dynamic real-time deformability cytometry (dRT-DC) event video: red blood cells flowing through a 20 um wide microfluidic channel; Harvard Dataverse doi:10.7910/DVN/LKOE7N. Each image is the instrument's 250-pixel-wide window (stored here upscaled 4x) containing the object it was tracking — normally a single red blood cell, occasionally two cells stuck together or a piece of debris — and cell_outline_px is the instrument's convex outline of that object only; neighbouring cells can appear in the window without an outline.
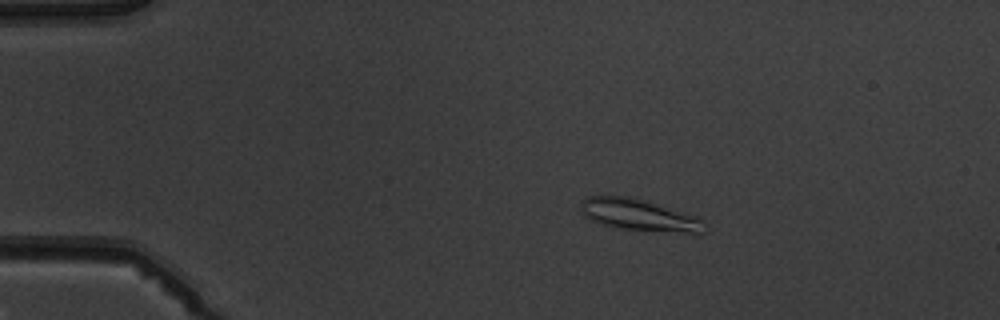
{"species": "common noctule bat (a hibernating species)", "species_latin": "Nyctalus noctula", "temperature_condition": "warm", "stored_images_in_passage": 7, "camera_frame_rate_fps": 3000, "um_per_image_px": 0.085, "animal": {"sex": "male", "body_mass_g": 19.5, "forearm_length_mm": 54.6}, "frame": {"image": 1, "passage_image": 2, "time_ms": 1.0, "image_size_px": [1000, 320], "cell_outline_px": [[708, 224], [704, 232], [688, 232], [620, 228], [600, 224], [584, 216], [580, 208], [584, 200], [588, 196], [628, 196], [700, 216]], "centroid_in_image_um": [54.37, 18.26], "position_along_channel_um": 30.6, "area_um2": 22.48}}
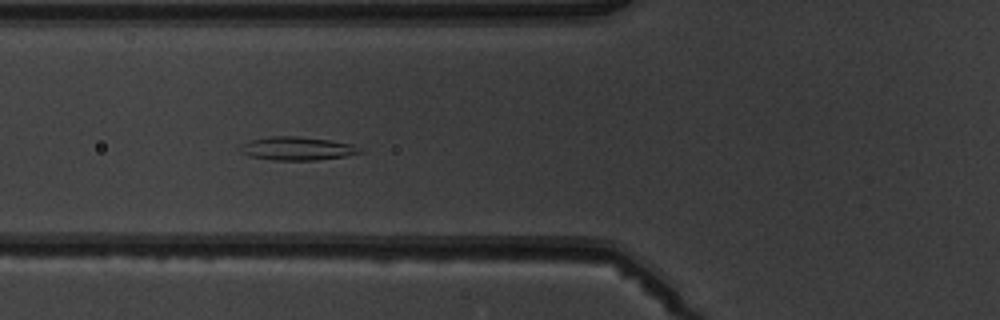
{"frame": {"image": 2, "passage_image": 5, "time_ms": 4.333, "image_size_px": [1000, 320], "cell_outline_px": [[364, 152], [344, 156], [316, 160], [272, 160], [248, 156], [240, 152], [240, 144], [248, 140], [268, 136], [296, 136], [328, 140], [352, 144], [360, 148]], "centroid_in_image_um": [25.19, 12.62], "position_along_channel_um": 100.6, "area_um2": 16.42}}
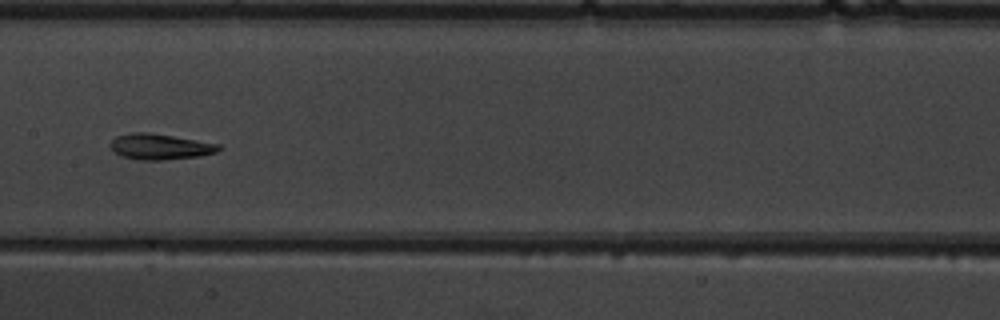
{"frame": {"image": 3, "passage_image": 7, "time_ms": 6.667, "image_size_px": [1000, 320], "cell_outline_px": [[224, 148], [216, 152], [200, 156], [160, 160], [140, 160], [120, 156], [108, 144], [116, 136], [132, 132], [148, 132], [220, 144]], "centroid_in_image_um": [13.61, 12.46], "position_along_channel_um": 193.8, "area_um2": 16.24}}